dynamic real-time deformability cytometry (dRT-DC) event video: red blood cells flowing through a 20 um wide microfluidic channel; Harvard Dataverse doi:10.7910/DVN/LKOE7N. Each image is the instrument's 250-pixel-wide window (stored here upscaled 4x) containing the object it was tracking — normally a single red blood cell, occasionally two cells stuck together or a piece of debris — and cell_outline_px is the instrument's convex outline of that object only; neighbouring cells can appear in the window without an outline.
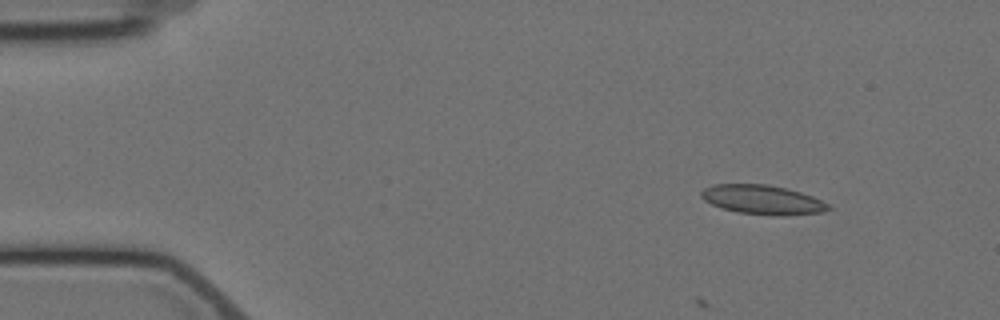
{"species": "Egyptian fruit bat (a non-hibernating species)", "species_latin": "Rousettus aegyptiacus", "temperature_condition": "cold", "stored_images_in_passage": 3, "camera_frame_rate_fps": 3000, "um_per_image_px": 0.085, "animal": {"sex": "female"}, "frame": {"image": 1, "passage_image": 1, "time_ms": 0.0, "image_size_px": [1000, 320], "cell_outline_px": [[832, 208], [820, 212], [784, 216], [772, 216], [736, 212], [720, 208], [704, 200], [700, 196], [700, 192], [704, 188], [712, 184], [768, 184], [788, 188], [812, 196], [828, 204]], "centroid_in_image_um": [64.78, 16.98], "position_along_channel_um": 20.2, "area_um2": 21.91}}
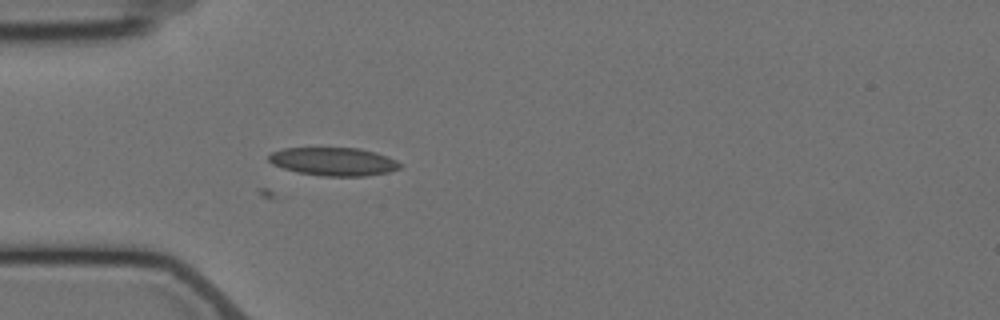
{"frame": {"image": 2, "passage_image": 3, "time_ms": 3.333, "image_size_px": [1000, 320], "cell_outline_px": [[404, 164], [400, 168], [388, 172], [364, 176], [320, 176], [296, 172], [272, 164], [268, 160], [268, 156], [272, 152], [284, 148], [360, 148], [376, 152], [396, 160]], "centroid_in_image_um": [28.36, 13.73], "position_along_channel_um": 56.6, "area_um2": 21.68}}